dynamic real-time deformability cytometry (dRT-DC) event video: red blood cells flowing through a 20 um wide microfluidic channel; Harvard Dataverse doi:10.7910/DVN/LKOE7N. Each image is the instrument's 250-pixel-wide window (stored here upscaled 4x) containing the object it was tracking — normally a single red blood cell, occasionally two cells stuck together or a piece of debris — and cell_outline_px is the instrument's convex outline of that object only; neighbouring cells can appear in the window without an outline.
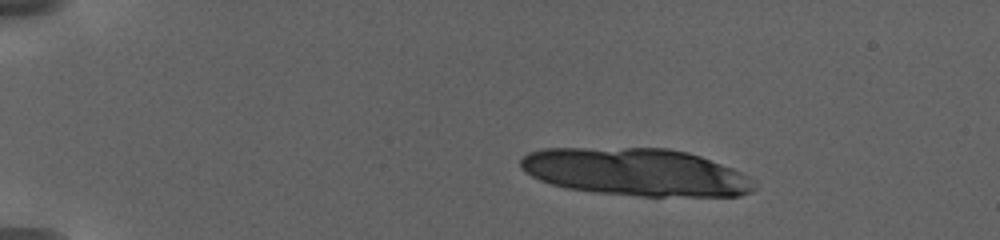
{"species": "human", "species_latin": "Homo sapiens", "temperature_condition": "warm", "stored_images_in_passage": 15, "camera_frame_rate_fps": 3000, "um_per_image_px": 0.085, "donor": {"sex": "female"}, "frame": {"image": 1, "passage_image": 1, "time_ms": 0.0, "image_size_px": [1000, 240], "cell_outline_px": [[756, 188], [740, 196], [640, 196], [592, 192], [564, 188], [540, 180], [532, 176], [520, 168], [520, 160], [528, 152], [544, 148], [668, 148], [688, 152], [700, 156], [732, 168], [740, 172]], "centroid_in_image_um": [53.98, 14.62], "position_along_channel_um": 31.0, "area_um2": 64.56}}
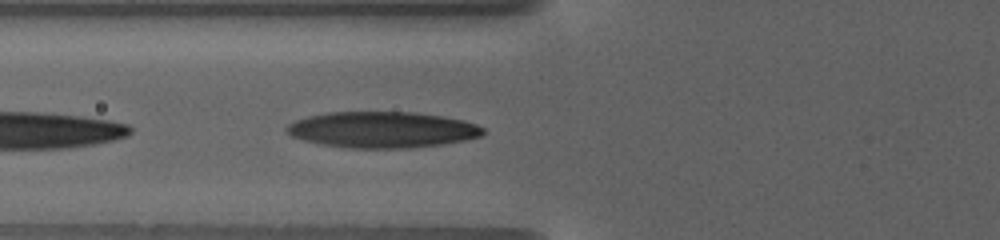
{"frame": {"image": 2, "passage_image": 12, "time_ms": 5.667, "image_size_px": [1000, 240], "cell_outline_px": [[484, 136], [444, 144], [408, 148], [344, 148], [320, 144], [304, 140], [292, 136], [284, 128], [288, 124], [296, 120], [308, 116], [328, 112], [412, 112], [440, 116], [464, 120], [476, 124], [484, 128]], "centroid_in_image_um": [32.49, 11.03], "position_along_channel_um": 93.3, "area_um2": 41.44}}